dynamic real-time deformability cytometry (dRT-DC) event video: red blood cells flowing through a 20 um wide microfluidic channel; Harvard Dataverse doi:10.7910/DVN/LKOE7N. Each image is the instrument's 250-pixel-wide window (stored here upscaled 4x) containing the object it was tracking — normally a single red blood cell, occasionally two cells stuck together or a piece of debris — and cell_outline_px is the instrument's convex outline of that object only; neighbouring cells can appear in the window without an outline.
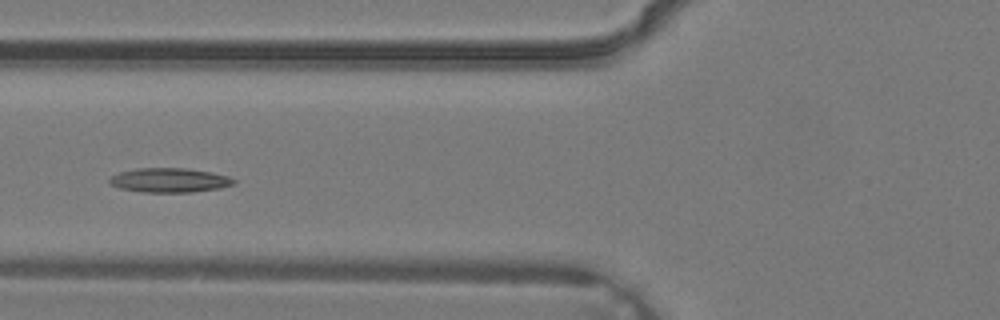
{"species": "common noctule bat (a hibernating species)", "species_latin": "Nyctalus noctula", "temperature_condition": "warm", "stored_images_in_passage": 3, "camera_frame_rate_fps": 3000, "um_per_image_px": 0.085, "animal": {"sex": "male", "body_mass_g": 19.2, "forearm_length_mm": 51.8}, "frame": {"image": 1, "passage_image": 3, "time_ms": 0.667, "image_size_px": [1000, 320], "cell_outline_px": [[236, 184], [220, 188], [192, 192], [144, 192], [120, 188], [112, 184], [108, 180], [112, 176], [120, 172], [136, 168], [184, 168], [212, 172], [228, 176], [236, 180]], "centroid_in_image_um": [14.45, 15.31], "position_along_channel_um": 111.4, "area_um2": 17.57}}